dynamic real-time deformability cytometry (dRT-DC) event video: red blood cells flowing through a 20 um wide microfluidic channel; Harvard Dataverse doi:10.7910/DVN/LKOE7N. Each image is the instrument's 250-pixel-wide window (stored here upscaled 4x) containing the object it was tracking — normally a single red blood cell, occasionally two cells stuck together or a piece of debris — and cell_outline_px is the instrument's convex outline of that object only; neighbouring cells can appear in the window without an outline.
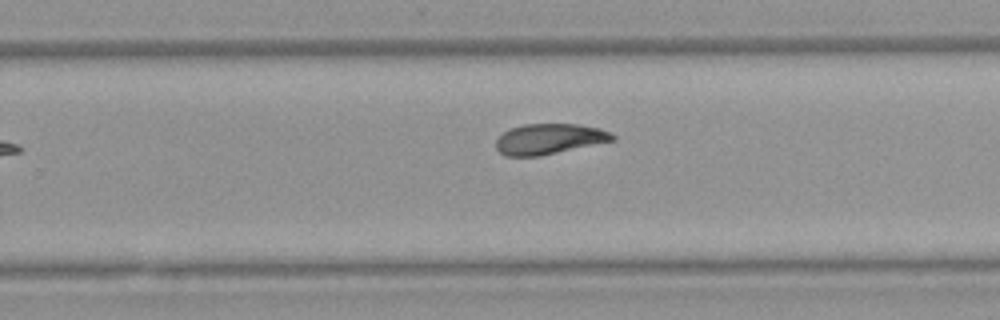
{"species": "Egyptian fruit bat (a non-hibernating species)", "species_latin": "Rousettus aegyptiacus", "temperature_condition": "warm", "stored_images_in_passage": 10, "camera_frame_rate_fps": 3000, "um_per_image_px": 0.085, "animal": {"sex": "female"}, "frame": {"image": 1, "passage_image": 10, "time_ms": 11.667, "image_size_px": [1000, 320], "cell_outline_px": [[616, 140], [540, 156], [504, 156], [496, 148], [496, 140], [504, 132], [512, 128], [524, 124], [576, 124], [600, 128], [616, 136]], "centroid_in_image_um": [46.69, 11.82], "position_along_channel_um": 283.1, "area_um2": 20.63}}